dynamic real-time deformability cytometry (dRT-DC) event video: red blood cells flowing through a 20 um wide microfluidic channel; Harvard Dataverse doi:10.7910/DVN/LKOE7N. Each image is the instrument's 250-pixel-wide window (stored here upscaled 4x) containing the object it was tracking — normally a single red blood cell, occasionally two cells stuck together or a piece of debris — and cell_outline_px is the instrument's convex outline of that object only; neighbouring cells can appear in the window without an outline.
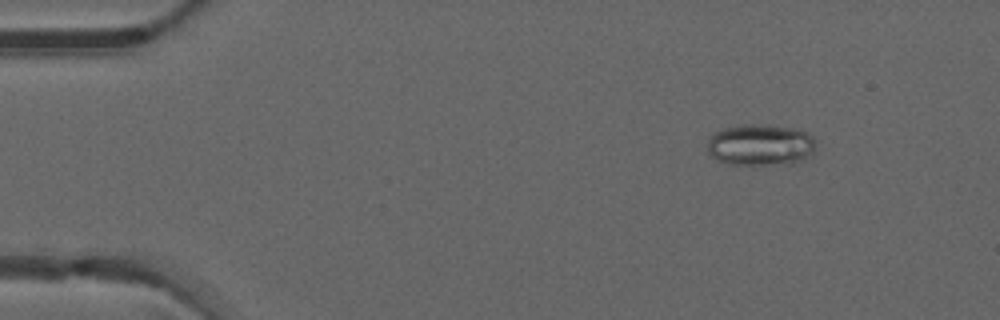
{"species": "common noctule bat (a hibernating species)", "species_latin": "Nyctalus noctula", "temperature_condition": "warm", "stored_images_in_passage": 45, "camera_frame_rate_fps": 3000, "um_per_image_px": 0.085, "animal": {"sex": "male", "forearm_length_mm": 52.5}, "frame": {"image": 1, "passage_image": 2, "time_ms": 0.333, "image_size_px": [1000, 320], "cell_outline_px": [[816, 144], [812, 152], [800, 160], [792, 164], [752, 168], [728, 164], [716, 160], [708, 152], [708, 140], [712, 132], [736, 124], [764, 124], [792, 128], [808, 132], [812, 136]], "centroid_in_image_um": [64.59, 12.35], "position_along_channel_um": 20.4, "area_um2": 27.34}}
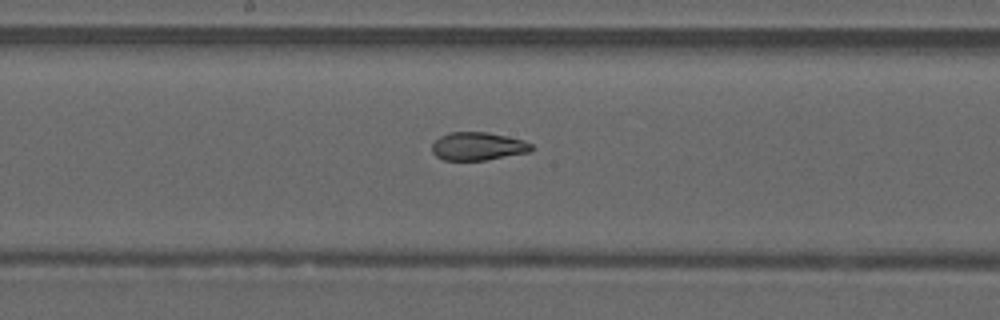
{"frame": {"image": 2, "passage_image": 22, "time_ms": 7.0, "image_size_px": [1000, 320], "cell_outline_px": [[532, 152], [484, 160], [444, 160], [436, 156], [432, 152], [432, 144], [440, 136], [448, 132], [488, 132], [524, 140], [532, 144]], "centroid_in_image_um": [40.63, 12.43], "position_along_channel_um": 207.6, "area_um2": 16.36}}
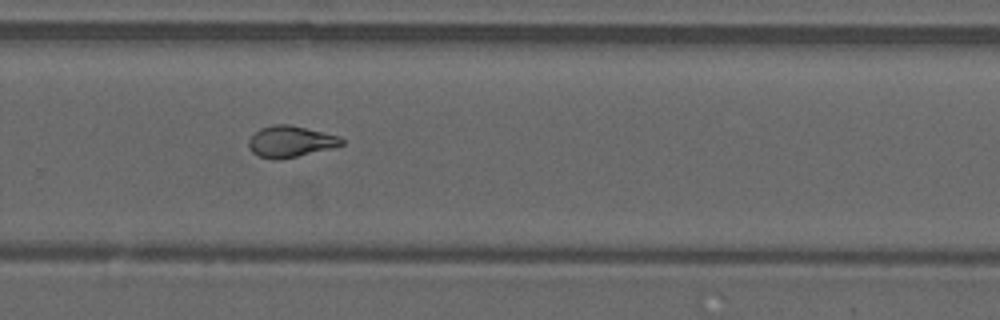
{"frame": {"image": 3, "passage_image": 29, "time_ms": 9.333, "image_size_px": [1000, 320], "cell_outline_px": [[344, 144], [332, 148], [296, 156], [276, 160], [260, 156], [252, 152], [248, 144], [248, 140], [260, 128], [272, 124], [288, 124], [340, 136], [344, 140]], "centroid_in_image_um": [24.69, 12.02], "position_along_channel_um": 305.1, "area_um2": 16.76}, "authors_computed_cell_mechanics": {"area_um2": 17.34, "velocity_mm_per_s": 4.1978, "shape_relaxation_time_tau1_ms": null, "shape_relaxation_time_tau2_ms": 1.6167, "deformation_change_tau1": null, "deformation_change_tau2": 0.0775}}